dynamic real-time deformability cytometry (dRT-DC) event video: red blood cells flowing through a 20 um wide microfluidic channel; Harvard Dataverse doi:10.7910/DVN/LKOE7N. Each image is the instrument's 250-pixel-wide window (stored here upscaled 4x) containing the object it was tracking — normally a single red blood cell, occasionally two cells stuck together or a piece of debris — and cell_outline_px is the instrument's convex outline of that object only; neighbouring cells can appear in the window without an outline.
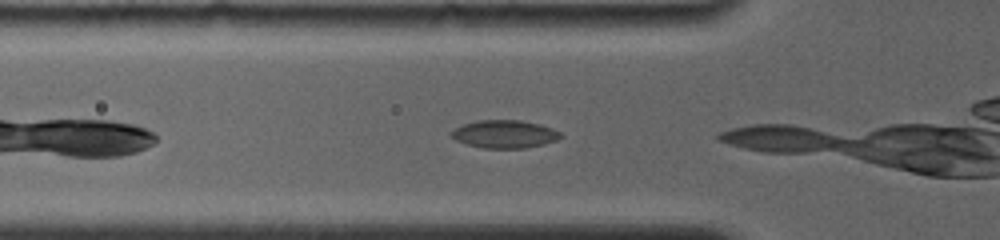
{"species": "common noctule bat (a hibernating species)", "species_latin": "Nyctalus noctula", "temperature_condition": "room temperature", "stored_images_in_passage": 4, "camera_frame_rate_fps": 4000, "um_per_image_px": 0.085, "animal": {"sex": "female", "body_mass_g": 19.0, "forearm_length_mm": 56.7}, "frame": {"image": 1, "passage_image": 3, "time_ms": 0.75, "image_size_px": [1000, 240], "cell_outline_px": [[564, 136], [556, 140], [544, 144], [524, 148], [484, 148], [464, 144], [456, 140], [448, 132], [464, 124], [476, 120], [520, 120], [540, 124], [552, 128], [560, 132]], "centroid_in_image_um": [42.88, 11.4], "position_along_channel_um": 82.9, "area_um2": 17.86}}